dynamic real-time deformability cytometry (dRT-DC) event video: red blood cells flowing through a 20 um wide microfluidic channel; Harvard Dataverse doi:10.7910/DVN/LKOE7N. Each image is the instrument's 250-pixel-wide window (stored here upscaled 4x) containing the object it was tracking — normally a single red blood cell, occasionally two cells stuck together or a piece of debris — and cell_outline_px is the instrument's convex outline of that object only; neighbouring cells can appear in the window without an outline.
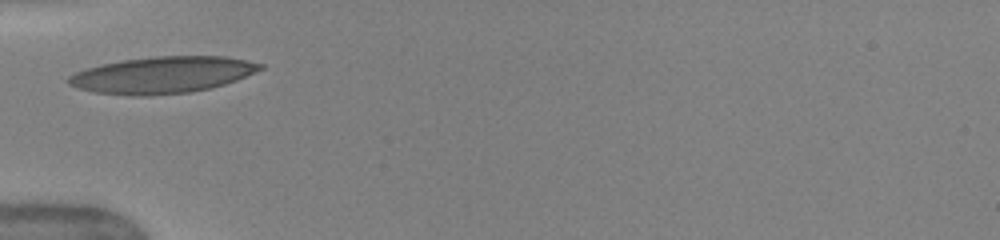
{"species": "human", "species_latin": "Homo sapiens", "temperature_condition": "warm", "stored_images_in_passage": 26, "camera_frame_rate_fps": 3000, "um_per_image_px": 0.085, "donor": {"sex": "female"}, "frame": {"image": 1, "passage_image": 1, "time_ms": 0.0, "image_size_px": [1000, 240], "cell_outline_px": [[264, 68], [236, 80], [224, 84], [208, 88], [188, 92], [148, 96], [132, 96], [92, 92], [68, 84], [64, 80], [68, 76], [84, 68], [100, 64], [124, 60], [156, 56], [224, 56], [264, 64]], "centroid_in_image_um": [13.74, 6.37], "position_along_channel_um": 71.3, "area_um2": 40.86}, "authors_computed_cell_mechanics": {"area_um2": 37.6856, "velocity_mm_per_s": 4.0512, "shape_relaxation_time_tau1_ms": 2.1677, "shape_relaxation_time_tau2_ms": null, "deformation_change_tau1": 0.1573, "deformation_change_tau2": null}}